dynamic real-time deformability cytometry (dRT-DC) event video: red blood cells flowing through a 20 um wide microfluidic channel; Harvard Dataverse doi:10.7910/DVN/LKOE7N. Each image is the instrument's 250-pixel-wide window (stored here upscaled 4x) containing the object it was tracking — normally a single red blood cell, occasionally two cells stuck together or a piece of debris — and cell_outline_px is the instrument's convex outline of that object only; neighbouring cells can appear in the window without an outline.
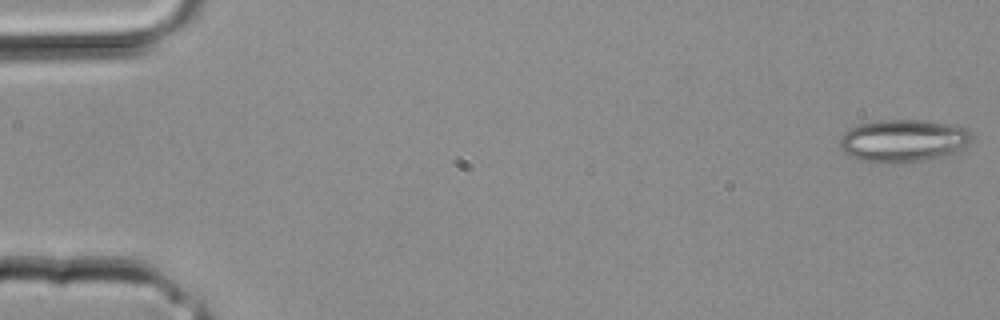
{"species": "common noctule bat (a hibernating species)", "species_latin": "Nyctalus noctula", "temperature_condition": "room temperature", "stored_images_in_passage": 34, "camera_frame_rate_fps": 3000, "um_per_image_px": 0.085, "animal": {"sex": "male", "body_mass_g": 20.4}, "frame": {"image": 1, "passage_image": 1, "time_ms": 0.0, "image_size_px": [1000, 320], "cell_outline_px": [[972, 140], [968, 144], [956, 152], [944, 156], [924, 160], [896, 164], [876, 164], [860, 160], [848, 156], [840, 148], [840, 136], [848, 128], [856, 124], [876, 120], [924, 120], [968, 128], [972, 132]], "centroid_in_image_um": [76.73, 11.97], "position_along_channel_um": 8.3, "area_um2": 33.47}}
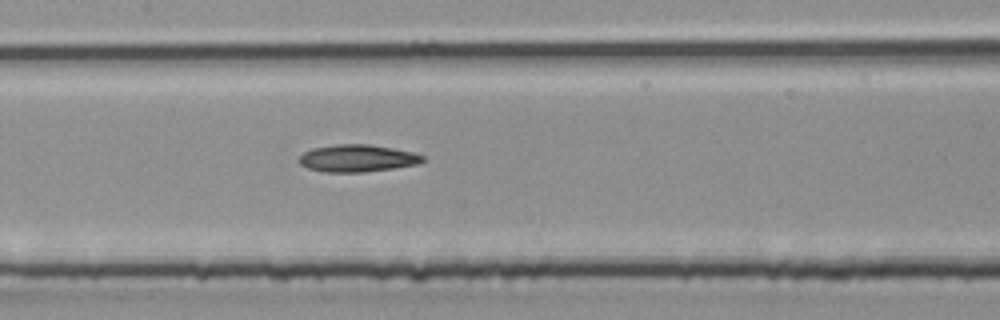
{"frame": {"image": 2, "passage_image": 17, "time_ms": 5.333, "image_size_px": [1000, 320], "cell_outline_px": [[424, 160], [416, 164], [392, 168], [364, 172], [324, 172], [308, 168], [300, 164], [296, 160], [304, 152], [312, 148], [336, 144], [368, 144], [392, 148], [412, 152], [424, 156]], "centroid_in_image_um": [30.32, 13.45], "position_along_channel_um": 177.1, "area_um2": 19.54}}
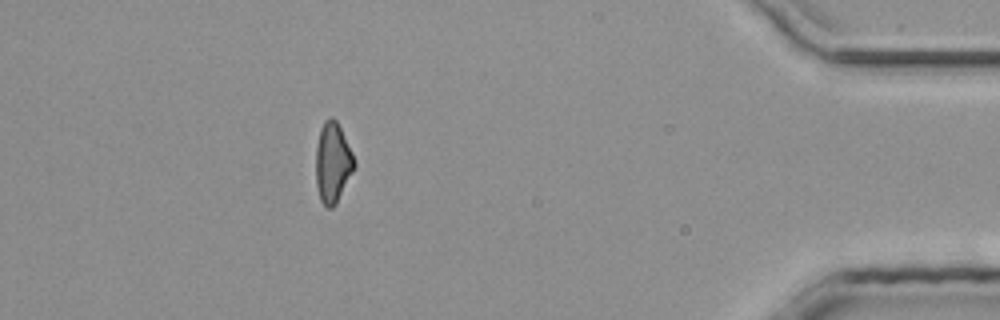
{"frame": {"image": 3, "passage_image": 31, "time_ms": 10.0, "image_size_px": [1000, 320], "cell_outline_px": [[356, 164], [336, 204], [332, 208], [328, 208], [320, 200], [316, 184], [316, 148], [320, 128], [324, 120], [332, 116], [336, 120], [356, 160]], "centroid_in_image_um": [28.27, 13.81], "position_along_channel_um": 406.9, "area_um2": 17.86}}